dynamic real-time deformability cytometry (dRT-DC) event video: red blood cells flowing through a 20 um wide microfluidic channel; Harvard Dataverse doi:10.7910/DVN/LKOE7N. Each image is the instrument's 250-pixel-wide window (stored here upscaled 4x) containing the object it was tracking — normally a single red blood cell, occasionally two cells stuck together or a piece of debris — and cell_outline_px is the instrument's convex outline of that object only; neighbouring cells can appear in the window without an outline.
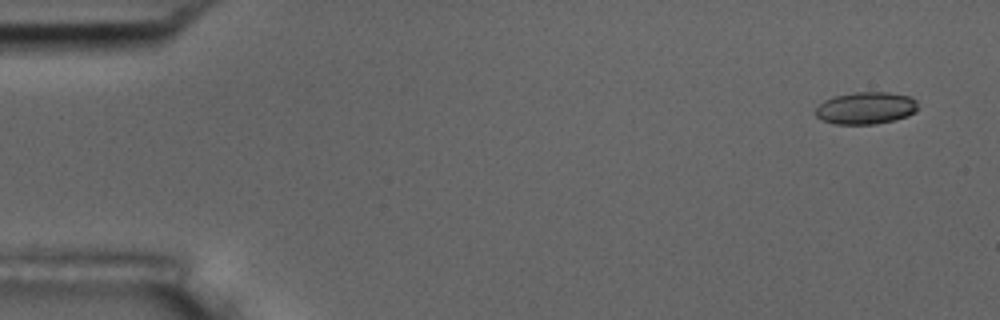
{"species": "common noctule bat (a hibernating species)", "species_latin": "Nyctalus noctula", "temperature_condition": "room temperature", "stored_images_in_passage": 7, "camera_frame_rate_fps": 3000, "um_per_image_px": 0.085, "animal": {"sex": "male", "body_mass_g": 17.5, "forearm_length_mm": 52.3}, "frame": {"image": 1, "passage_image": 1, "time_ms": 0.0, "image_size_px": [1000, 320], "cell_outline_px": [[916, 112], [908, 116], [896, 120], [876, 124], [836, 124], [820, 120], [816, 116], [816, 108], [824, 100], [832, 96], [856, 92], [888, 92], [912, 96], [916, 100]], "centroid_in_image_um": [73.6, 9.18], "position_along_channel_um": 11.4, "area_um2": 19.42}}